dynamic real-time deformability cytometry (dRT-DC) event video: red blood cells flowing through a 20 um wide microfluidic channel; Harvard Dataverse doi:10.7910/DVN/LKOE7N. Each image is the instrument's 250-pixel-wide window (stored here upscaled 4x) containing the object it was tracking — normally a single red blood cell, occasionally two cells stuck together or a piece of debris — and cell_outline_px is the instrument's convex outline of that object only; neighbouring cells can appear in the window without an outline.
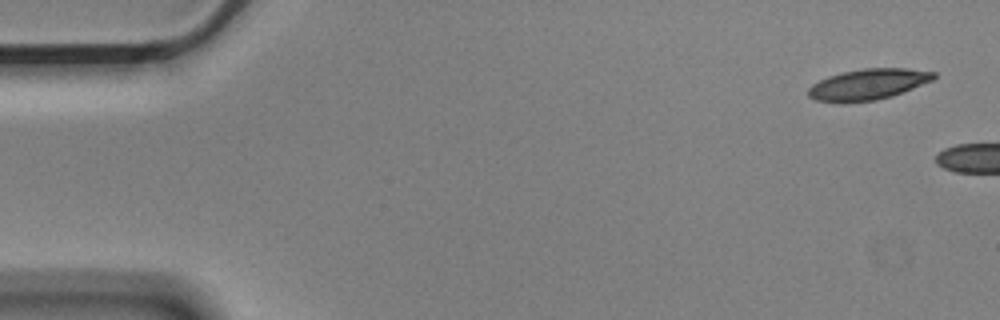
{"species": "Egyptian fruit bat (a non-hibernating species)", "species_latin": "Rousettus aegyptiacus", "temperature_condition": "cold", "stored_images_in_passage": 2, "camera_frame_rate_fps": 3000, "um_per_image_px": 0.085, "animal": {"sex": "male"}, "frame": {"image": 1, "passage_image": 1, "time_ms": 0.0, "image_size_px": [1000, 320], "cell_outline_px": [[936, 76], [932, 80], [892, 96], [876, 100], [844, 104], [840, 104], [816, 100], [808, 96], [808, 88], [812, 84], [828, 76], [844, 72], [864, 68], [904, 68], [936, 72]], "centroid_in_image_um": [73.74, 7.19], "position_along_channel_um": 11.3, "area_um2": 22.72}}